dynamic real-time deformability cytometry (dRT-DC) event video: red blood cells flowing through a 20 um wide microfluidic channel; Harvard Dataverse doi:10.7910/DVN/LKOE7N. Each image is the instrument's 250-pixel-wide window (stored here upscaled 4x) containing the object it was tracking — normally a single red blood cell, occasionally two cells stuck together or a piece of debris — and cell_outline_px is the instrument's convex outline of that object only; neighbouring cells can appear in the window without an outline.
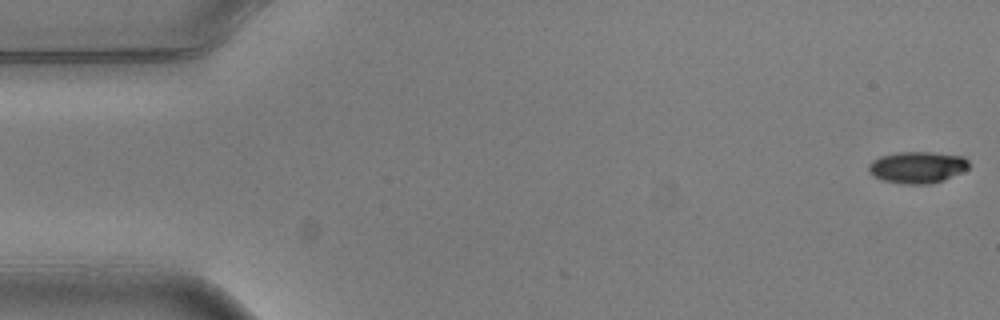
{"species": "common noctule bat (a hibernating species)", "species_latin": "Nyctalus noctula", "temperature_condition": "warm", "stored_images_in_passage": 5, "camera_frame_rate_fps": 3000, "um_per_image_px": 0.085, "animal": {"sex": "male", "body_mass_g": 20.5, "forearm_length_mm": 52.5}, "frame": {"image": 1, "passage_image": 1, "time_ms": 0.0, "image_size_px": [1000, 320], "cell_outline_px": [[968, 168], [944, 180], [928, 184], [904, 184], [880, 180], [868, 172], [868, 164], [872, 160], [880, 156], [896, 152], [932, 152], [964, 156], [968, 160]], "centroid_in_image_um": [77.93, 14.21], "position_along_channel_um": 7.1, "area_um2": 18.61}}
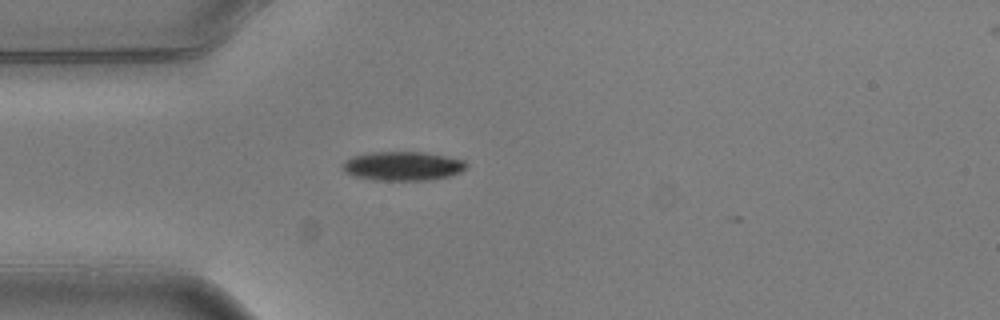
{"frame": {"image": 2, "passage_image": 5, "time_ms": 1.333, "image_size_px": [1000, 320], "cell_outline_px": [[468, 168], [452, 176], [432, 180], [376, 180], [352, 176], [344, 172], [340, 164], [344, 160], [352, 156], [372, 152], [424, 152], [464, 160], [468, 164]], "centroid_in_image_um": [34.22, 14.12], "position_along_channel_um": 50.8, "area_um2": 21.27}}